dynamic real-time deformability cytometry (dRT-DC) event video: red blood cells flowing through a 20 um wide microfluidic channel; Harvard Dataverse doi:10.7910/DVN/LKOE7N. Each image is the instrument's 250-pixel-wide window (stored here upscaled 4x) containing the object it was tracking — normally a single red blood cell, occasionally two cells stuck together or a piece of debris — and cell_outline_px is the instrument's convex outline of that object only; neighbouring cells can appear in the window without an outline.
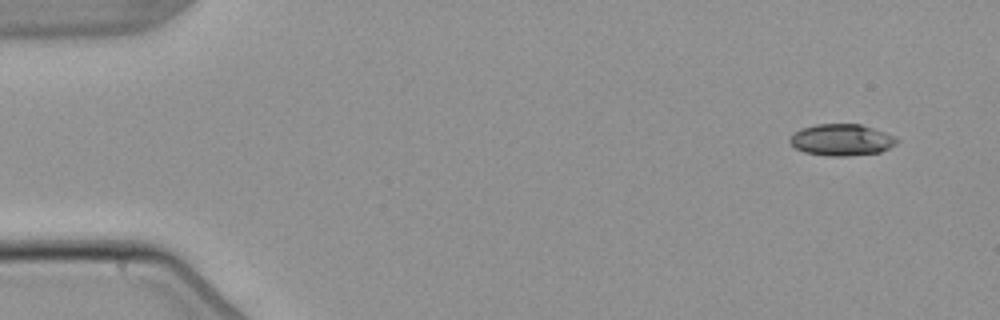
{"species": "common noctule bat (a hibernating species)", "species_latin": "Nyctalus noctula", "temperature_condition": "warm", "stored_images_in_passage": 4, "camera_frame_rate_fps": 3000, "um_per_image_px": 0.085, "animal": {"sex": "male", "body_mass_g": 21.5, "forearm_length_mm": 52.0}, "frame": {"image": 1, "passage_image": 1, "time_ms": 0.0, "image_size_px": [1000, 320], "cell_outline_px": [[900, 140], [896, 144], [880, 152], [848, 156], [828, 156], [804, 152], [796, 148], [788, 140], [792, 132], [800, 128], [816, 124], [860, 124], [884, 132]], "centroid_in_image_um": [71.49, 11.89], "position_along_channel_um": 13.5, "area_um2": 19.71}}